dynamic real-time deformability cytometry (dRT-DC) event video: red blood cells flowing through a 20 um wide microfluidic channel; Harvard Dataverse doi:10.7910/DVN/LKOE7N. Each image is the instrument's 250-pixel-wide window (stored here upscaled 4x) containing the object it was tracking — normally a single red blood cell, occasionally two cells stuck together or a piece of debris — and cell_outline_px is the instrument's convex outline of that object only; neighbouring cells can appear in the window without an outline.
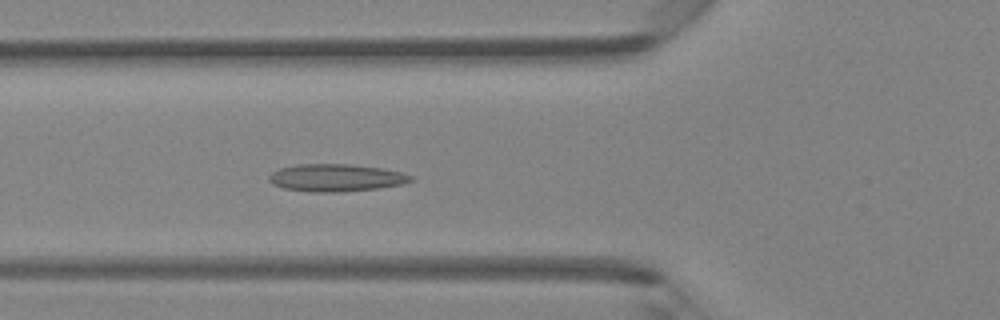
{"species": "Egyptian fruit bat (a non-hibernating species)", "species_latin": "Rousettus aegyptiacus", "temperature_condition": "room temperature", "stored_images_in_passage": 47, "segment_of_instrument_passage": [1, 2], "camera_frame_rate_fps": 3000, "um_per_image_px": 0.085, "animal": {"sex": "female"}, "frame": {"image": 1, "passage_image": 16, "time_ms": 5.0, "image_size_px": [1000, 320], "cell_outline_px": [[416, 180], [404, 184], [380, 188], [340, 192], [312, 192], [284, 188], [272, 184], [268, 180], [268, 176], [272, 172], [280, 168], [296, 164], [348, 164], [380, 168], [400, 172], [412, 176]], "centroid_in_image_um": [28.56, 15.11], "position_along_channel_um": 97.2, "area_um2": 22.77}}
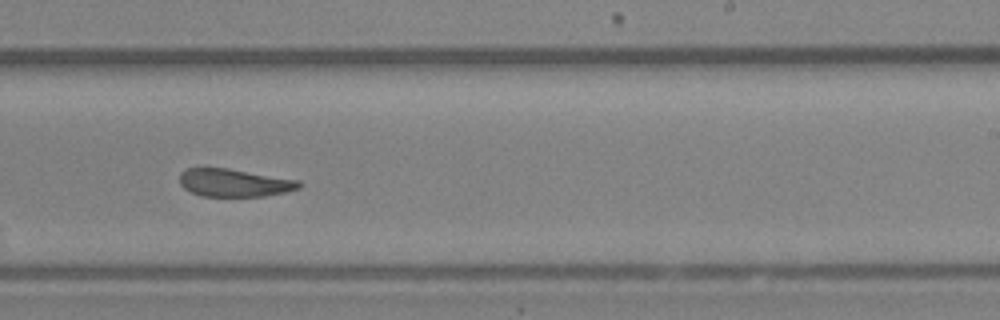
{"frame": {"image": 2, "passage_image": 28, "time_ms": 9.0, "image_size_px": [1000, 320], "cell_outline_px": [[300, 188], [284, 192], [264, 196], [200, 196], [184, 188], [180, 184], [180, 172], [184, 168], [228, 168], [300, 180]], "centroid_in_image_um": [19.89, 15.53], "position_along_channel_um": 269.1, "area_um2": 19.36}}
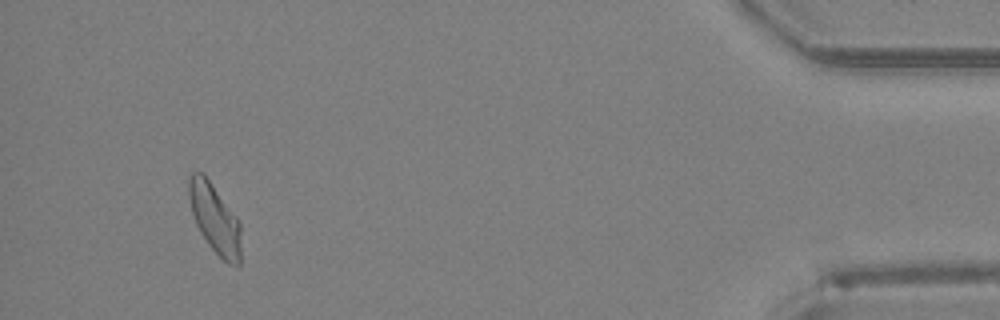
{"frame": {"image": 3, "passage_image": 43, "time_ms": 14.0, "image_size_px": [1000, 320], "cell_outline_px": [[240, 264], [228, 264], [208, 244], [200, 232], [196, 224], [192, 212], [188, 196], [188, 180], [192, 172], [200, 172], [208, 180], [240, 220]], "centroid_in_image_um": [18.25, 18.59], "position_along_channel_um": 416.9, "area_um2": 20.69}}